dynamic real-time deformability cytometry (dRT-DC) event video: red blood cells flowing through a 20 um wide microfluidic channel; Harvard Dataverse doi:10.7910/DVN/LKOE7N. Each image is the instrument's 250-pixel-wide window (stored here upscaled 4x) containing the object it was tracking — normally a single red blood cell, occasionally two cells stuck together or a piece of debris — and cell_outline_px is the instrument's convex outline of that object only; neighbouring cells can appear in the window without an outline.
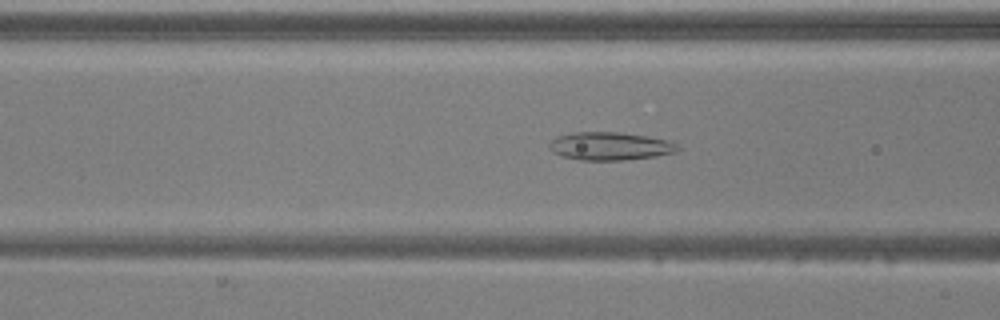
{"species": "common noctule bat (a hibernating species)", "species_latin": "Nyctalus noctula", "temperature_condition": "warm", "stored_images_in_passage": 35, "camera_frame_rate_fps": 3000, "um_per_image_px": 0.085, "animal": {"sex": "male", "body_mass_g": 20.5, "forearm_length_mm": 52.5}, "frame": {"image": 1, "passage_image": 9, "time_ms": 2.667, "image_size_px": [1000, 320], "cell_outline_px": [[680, 148], [676, 152], [656, 156], [620, 160], [580, 160], [560, 156], [552, 152], [548, 144], [552, 140], [560, 136], [572, 132], [620, 132], [648, 136], [668, 140], [676, 144]], "centroid_in_image_um": [51.84, 12.42], "position_along_channel_um": 114.8, "area_um2": 20.98}}
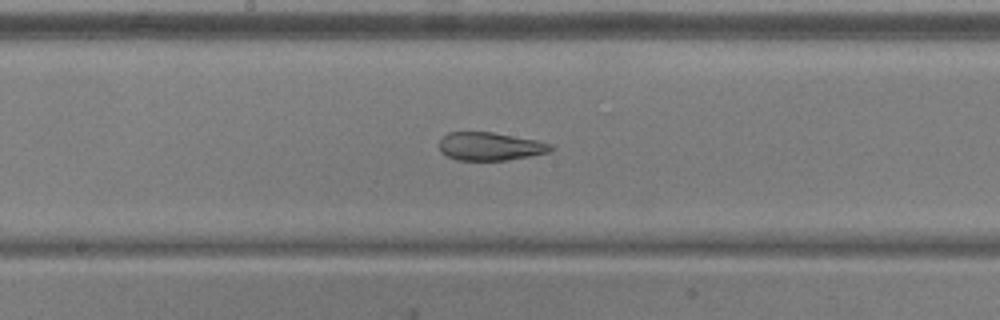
{"frame": {"image": 2, "passage_image": 16, "time_ms": 5.0, "image_size_px": [1000, 320], "cell_outline_px": [[556, 148], [548, 152], [532, 156], [504, 160], [456, 160], [440, 152], [440, 140], [448, 132], [492, 132], [536, 140], [552, 144]], "centroid_in_image_um": [41.68, 12.44], "position_along_channel_um": 206.5, "area_um2": 18.26}}
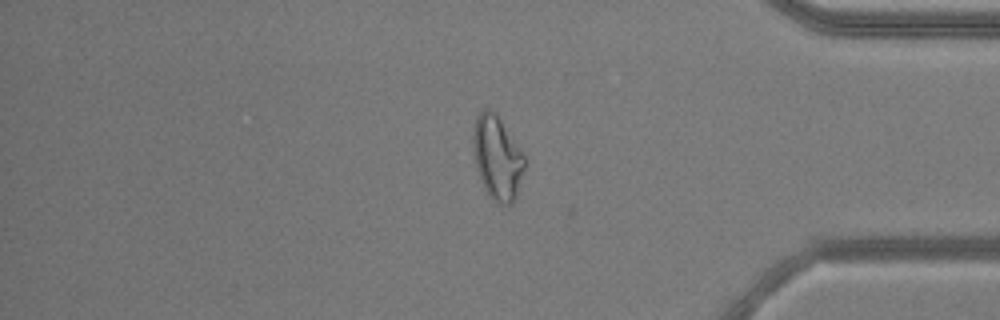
{"frame": {"image": 3, "passage_image": 32, "time_ms": 10.333, "image_size_px": [1000, 320], "cell_outline_px": [[524, 168], [516, 196], [512, 204], [500, 204], [492, 200], [488, 196], [480, 180], [476, 168], [472, 144], [472, 136], [476, 116], [484, 108], [488, 108], [496, 112], [524, 152]], "centroid_in_image_um": [42.25, 13.38], "position_along_channel_um": 393.0, "area_um2": 25.49}}